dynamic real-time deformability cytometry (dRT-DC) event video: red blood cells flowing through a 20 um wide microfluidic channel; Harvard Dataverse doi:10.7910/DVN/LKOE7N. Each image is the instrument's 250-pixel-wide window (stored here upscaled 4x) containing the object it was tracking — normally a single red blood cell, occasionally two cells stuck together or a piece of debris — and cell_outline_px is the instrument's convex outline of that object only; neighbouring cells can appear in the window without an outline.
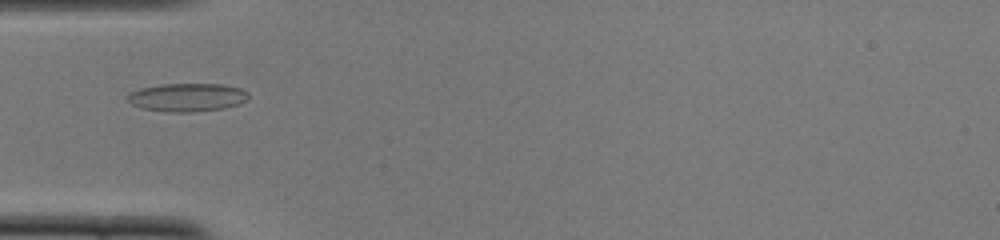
{"species": "common noctule bat (a hibernating species)", "species_latin": "Nyctalus noctula", "temperature_condition": "cold", "stored_images_in_passage": 49, "camera_frame_rate_fps": 3000, "um_per_image_px": 0.085, "animal": {"sex": "female", "body_mass_g": 22.0, "forearm_length_mm": 56.7}, "frame": {"image": 1, "passage_image": 14, "time_ms": 4.333, "image_size_px": [1000, 240], "cell_outline_px": [[248, 100], [240, 104], [224, 108], [192, 112], [164, 112], [140, 108], [132, 104], [128, 100], [128, 96], [132, 92], [140, 88], [164, 84], [220, 84], [240, 88], [248, 92]], "centroid_in_image_um": [15.94, 8.28], "position_along_channel_um": 69.1, "area_um2": 19.94}}
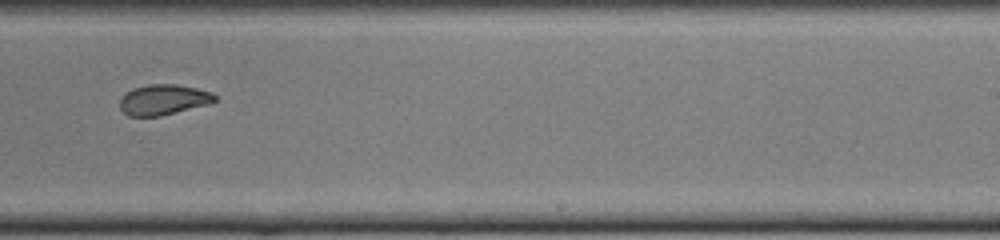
{"frame": {"image": 2, "passage_image": 30, "time_ms": 9.667, "image_size_px": [1000, 240], "cell_outline_px": [[216, 100], [212, 104], [160, 116], [128, 116], [120, 108], [120, 100], [124, 92], [132, 88], [148, 84], [176, 84], [196, 88], [212, 92], [216, 96]], "centroid_in_image_um": [13.9, 8.47], "position_along_channel_um": 275.1, "area_um2": 17.11}}
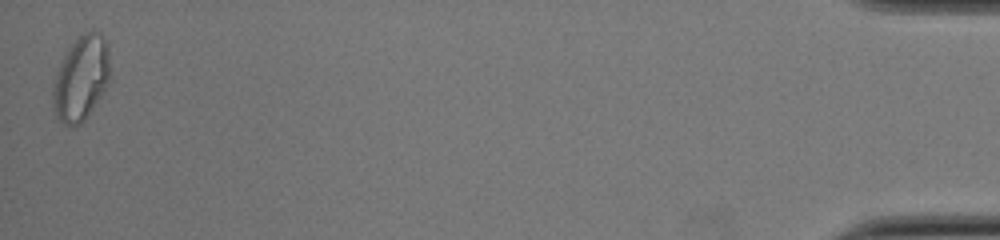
{"frame": {"image": 3, "passage_image": 49, "time_ms": 16.0, "image_size_px": [1000, 240], "cell_outline_px": [[112, 76], [100, 96], [84, 120], [80, 124], [72, 128], [64, 124], [56, 116], [52, 100], [52, 88], [60, 64], [68, 48], [84, 32], [92, 28], [100, 32], [108, 48]], "centroid_in_image_um": [6.91, 6.64], "position_along_channel_um": 428.3, "area_um2": 28.26}, "authors_computed_cell_mechanics": {"area_um2": 18.4382, "velocity_mm_per_s": 3.8598, "shape_relaxation_time_tau1_ms": null, "shape_relaxation_time_tau2_ms": 1.3938, "deformation_change_tau1": null, "deformation_change_tau2": 0.0639}}